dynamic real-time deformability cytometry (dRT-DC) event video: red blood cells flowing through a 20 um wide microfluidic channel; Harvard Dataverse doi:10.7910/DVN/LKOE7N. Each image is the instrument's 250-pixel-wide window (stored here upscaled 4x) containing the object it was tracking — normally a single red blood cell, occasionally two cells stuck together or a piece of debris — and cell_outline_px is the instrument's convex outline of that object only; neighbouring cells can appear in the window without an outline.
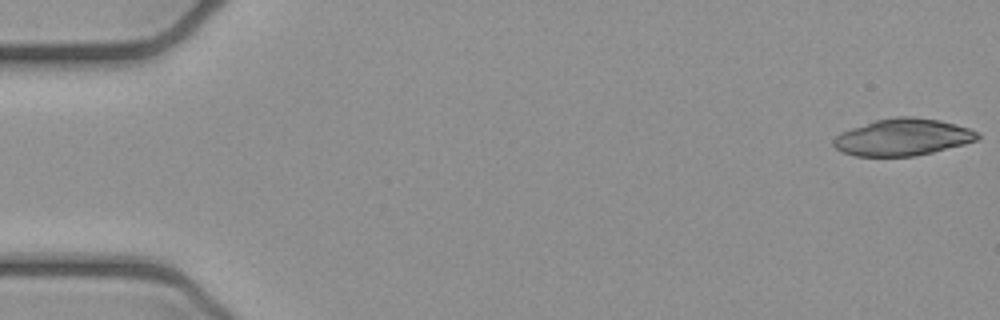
{"species": "common noctule bat (a hibernating species)", "species_latin": "Nyctalus noctula", "temperature_condition": "cold", "stored_images_in_passage": 6, "camera_frame_rate_fps": 3000, "um_per_image_px": 0.085, "animal": {"sex": "female", "body_mass_g": 21.9}, "frame": {"image": 1, "passage_image": 1, "time_ms": 0.0, "image_size_px": [1000, 320], "cell_outline_px": [[980, 136], [976, 140], [964, 144], [916, 156], [856, 156], [840, 152], [832, 144], [832, 140], [836, 136], [852, 128], [876, 120], [896, 116], [912, 116], [940, 120], [956, 124], [980, 132]], "centroid_in_image_um": [76.74, 11.66], "position_along_channel_um": 8.3, "area_um2": 30.92}}